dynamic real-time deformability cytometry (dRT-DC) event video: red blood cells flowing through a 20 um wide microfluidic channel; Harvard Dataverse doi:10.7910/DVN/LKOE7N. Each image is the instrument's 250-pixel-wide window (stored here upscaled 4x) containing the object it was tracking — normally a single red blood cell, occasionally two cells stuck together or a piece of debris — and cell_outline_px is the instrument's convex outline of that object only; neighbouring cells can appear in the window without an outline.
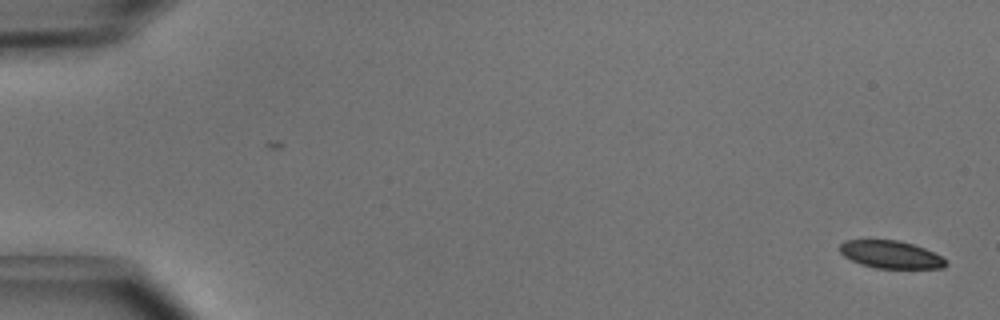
{"species": "common noctule bat (a hibernating species)", "species_latin": "Nyctalus noctula", "temperature_condition": "cold", "stored_images_in_passage": 5, "camera_frame_rate_fps": 3000, "um_per_image_px": 0.085, "animal": {"sex": "male", "body_mass_g": 15.6}, "frame": {"image": 1, "passage_image": 1, "time_ms": 0.0, "image_size_px": [1000, 320], "cell_outline_px": [[948, 264], [944, 268], [876, 268], [860, 264], [844, 256], [840, 252], [840, 244], [844, 240], [900, 240], [924, 248], [940, 256]], "centroid_in_image_um": [75.69, 21.63], "position_along_channel_um": 9.3, "area_um2": 16.94}}
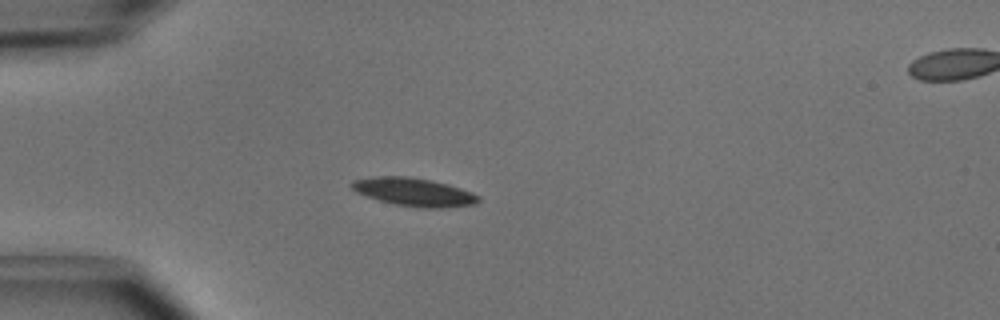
{"frame": {"image": 2, "passage_image": 4, "time_ms": 1.0, "image_size_px": [1000, 320], "cell_outline_px": [[480, 200], [476, 204], [440, 208], [420, 208], [396, 204], [380, 200], [356, 192], [348, 184], [352, 180], [376, 176], [408, 176], [432, 180], [448, 184], [472, 192], [480, 196]], "centroid_in_image_um": [35.19, 16.31], "position_along_channel_um": 49.8, "area_um2": 20.87}}